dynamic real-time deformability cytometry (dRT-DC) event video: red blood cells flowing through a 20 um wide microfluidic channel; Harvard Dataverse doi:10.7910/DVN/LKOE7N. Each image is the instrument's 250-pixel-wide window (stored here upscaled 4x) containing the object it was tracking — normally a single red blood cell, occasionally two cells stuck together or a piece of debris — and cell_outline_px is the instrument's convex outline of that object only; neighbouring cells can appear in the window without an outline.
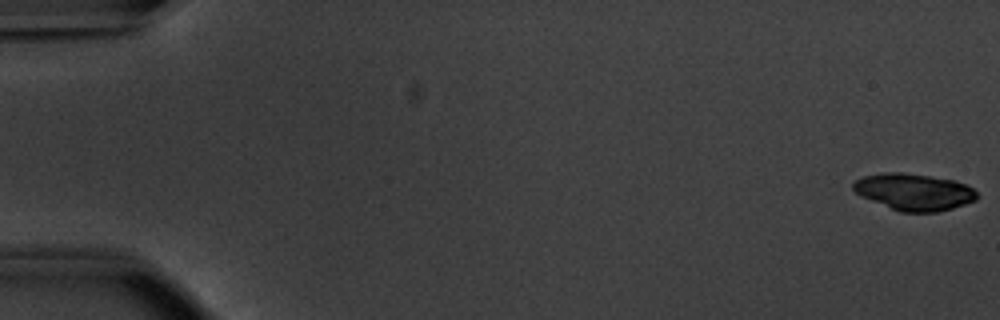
{"species": "common noctule bat (a hibernating species)", "species_latin": "Nyctalus noctula", "temperature_condition": "warm", "stored_images_in_passage": 7, "camera_frame_rate_fps": 3000, "um_per_image_px": 0.085, "animal": {"sex": "male", "body_mass_g": 20.1, "forearm_length_mm": 53.5}, "frame": {"image": 1, "passage_image": 1, "time_ms": 0.0, "image_size_px": [1000, 320], "cell_outline_px": [[976, 200], [952, 208], [936, 212], [900, 212], [860, 196], [852, 188], [852, 184], [856, 180], [864, 176], [884, 172], [900, 172], [928, 176], [952, 180], [968, 184], [976, 192]], "centroid_in_image_um": [77.67, 16.31], "position_along_channel_um": 7.3, "area_um2": 26.3}}